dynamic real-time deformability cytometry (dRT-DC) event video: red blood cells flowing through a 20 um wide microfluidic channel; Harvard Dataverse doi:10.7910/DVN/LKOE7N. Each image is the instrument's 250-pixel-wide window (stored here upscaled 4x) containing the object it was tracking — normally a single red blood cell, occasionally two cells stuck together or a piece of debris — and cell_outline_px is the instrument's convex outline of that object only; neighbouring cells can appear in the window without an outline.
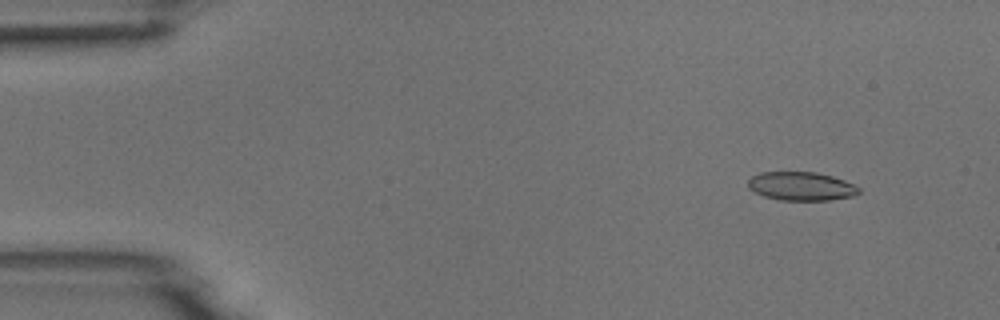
{"species": "common noctule bat (a hibernating species)", "species_latin": "Nyctalus noctula", "temperature_condition": "room temperature", "stored_images_in_passage": 5, "camera_frame_rate_fps": 3000, "um_per_image_px": 0.085, "animal": {"sex": "male", "body_mass_g": 18.8}, "frame": {"image": 1, "passage_image": 2, "time_ms": 1.333, "image_size_px": [1000, 320], "cell_outline_px": [[860, 192], [852, 196], [828, 200], [780, 200], [764, 196], [748, 188], [748, 180], [752, 176], [760, 172], [816, 172], [832, 176], [844, 180], [860, 188]], "centroid_in_image_um": [68.09, 15.82], "position_along_channel_um": 16.9, "area_um2": 18.38}}
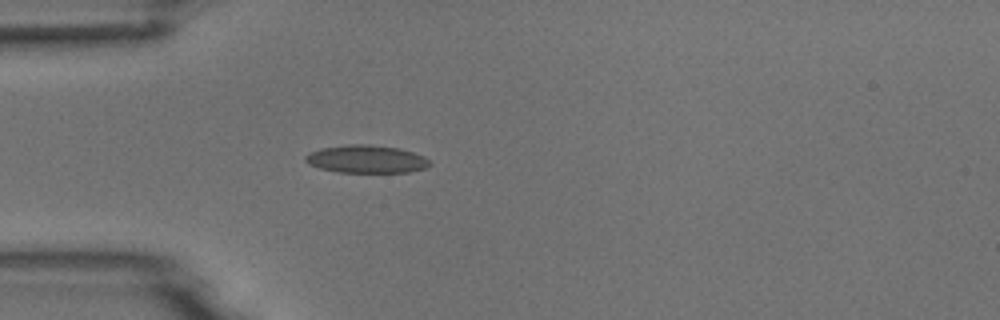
{"frame": {"image": 2, "passage_image": 5, "time_ms": 4.667, "image_size_px": [1000, 320], "cell_outline_px": [[432, 164], [424, 168], [408, 172], [340, 172], [320, 168], [308, 164], [304, 160], [304, 156], [320, 148], [348, 144], [368, 144], [400, 148], [424, 156]], "centroid_in_image_um": [31.13, 13.52], "position_along_channel_um": 53.9, "area_um2": 20.11}}